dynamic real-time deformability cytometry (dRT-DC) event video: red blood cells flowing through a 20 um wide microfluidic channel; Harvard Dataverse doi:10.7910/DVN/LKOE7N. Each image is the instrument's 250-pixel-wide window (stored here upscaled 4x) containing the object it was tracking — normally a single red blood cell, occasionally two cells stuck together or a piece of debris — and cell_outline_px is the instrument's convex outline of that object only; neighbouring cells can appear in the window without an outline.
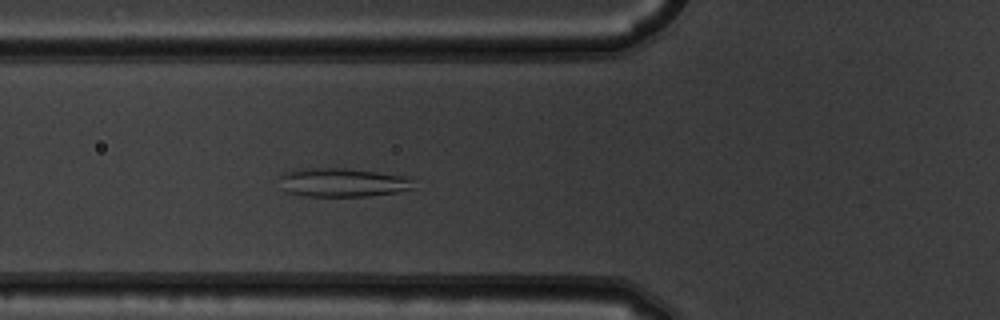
{"species": "common noctule bat (a hibernating species)", "species_latin": "Nyctalus noctula", "temperature_condition": "warm", "stored_images_in_passage": 6, "camera_frame_rate_fps": 3000, "um_per_image_px": 0.085, "animal": {"sex": "male", "body_mass_g": 19.5, "forearm_length_mm": 54.6}, "frame": {"image": 1, "passage_image": 6, "time_ms": 1.667, "image_size_px": [1000, 320], "cell_outline_px": [[416, 188], [396, 192], [364, 196], [300, 196], [284, 192], [280, 176], [288, 172], [304, 168], [344, 168], [416, 176]], "centroid_in_image_um": [29.25, 15.51], "position_along_channel_um": 96.5, "area_um2": 22.95}}